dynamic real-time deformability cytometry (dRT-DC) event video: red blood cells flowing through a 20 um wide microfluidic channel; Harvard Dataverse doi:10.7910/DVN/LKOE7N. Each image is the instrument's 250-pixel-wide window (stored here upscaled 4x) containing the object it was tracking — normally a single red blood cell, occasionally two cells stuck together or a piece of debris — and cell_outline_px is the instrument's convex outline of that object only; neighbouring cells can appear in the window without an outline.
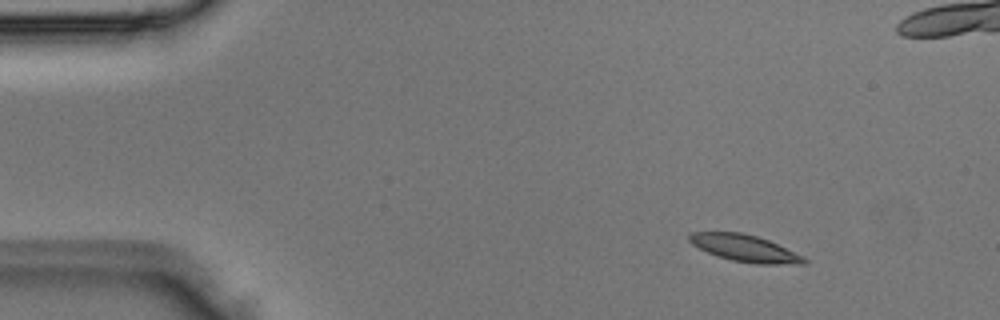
{"species": "Egyptian fruit bat (a non-hibernating species)", "species_latin": "Rousettus aegyptiacus", "temperature_condition": "room temperature", "stored_images_in_passage": 4, "camera_frame_rate_fps": 3000, "um_per_image_px": 0.085, "animal": {"sex": "male"}, "frame": {"image": 1, "passage_image": 1, "time_ms": 0.0, "image_size_px": [1000, 320], "cell_outline_px": [[808, 260], [804, 264], [756, 264], [732, 260], [716, 256], [692, 244], [688, 240], [688, 232], [740, 232], [756, 236], [768, 240], [804, 256]], "centroid_in_image_um": [63.31, 21.1], "position_along_channel_um": 21.7, "area_um2": 17.92}}